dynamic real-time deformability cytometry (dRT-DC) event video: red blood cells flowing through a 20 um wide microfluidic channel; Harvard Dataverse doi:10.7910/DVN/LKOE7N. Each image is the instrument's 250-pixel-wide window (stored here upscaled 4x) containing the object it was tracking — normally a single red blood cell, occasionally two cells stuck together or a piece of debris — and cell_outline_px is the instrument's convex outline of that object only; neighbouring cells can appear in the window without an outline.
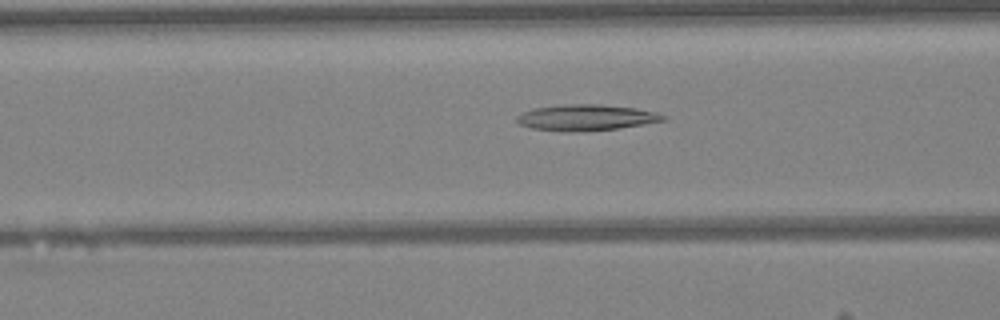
{"species": "Egyptian fruit bat (a non-hibernating species)", "species_latin": "Rousettus aegyptiacus", "temperature_condition": "warm", "stored_images_in_passage": 28, "camera_frame_rate_fps": 3000, "um_per_image_px": 0.085, "animal": {"sex": "female"}, "frame": {"image": 1, "passage_image": 8, "time_ms": 2.333, "image_size_px": [1000, 320], "cell_outline_px": [[668, 120], [620, 128], [576, 132], [568, 132], [532, 128], [520, 124], [516, 120], [516, 116], [524, 112], [536, 108], [568, 104], [600, 104], [636, 108], [656, 112], [668, 116]], "centroid_in_image_um": [49.89, 9.99], "position_along_channel_um": 116.7, "area_um2": 22.2}}
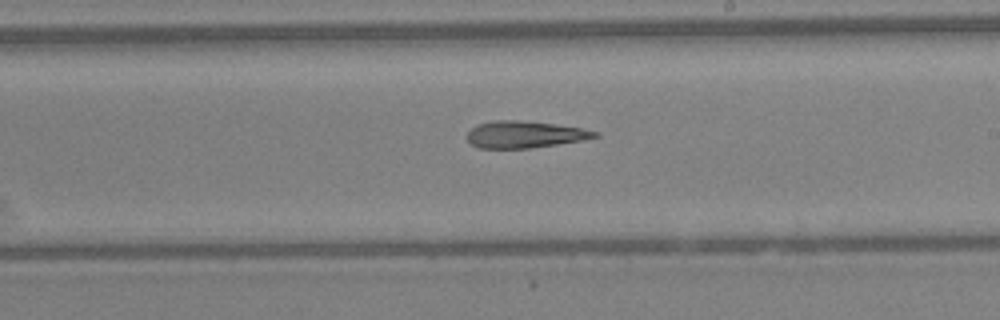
{"frame": {"image": 2, "passage_image": 17, "time_ms": 5.333, "image_size_px": [1000, 320], "cell_outline_px": [[600, 136], [580, 140], [556, 144], [528, 148], [476, 148], [468, 140], [468, 132], [476, 124], [496, 120], [516, 120], [552, 124], [580, 128], [600, 132]], "centroid_in_image_um": [44.56, 11.43], "position_along_channel_um": 244.4, "area_um2": 19.65}}
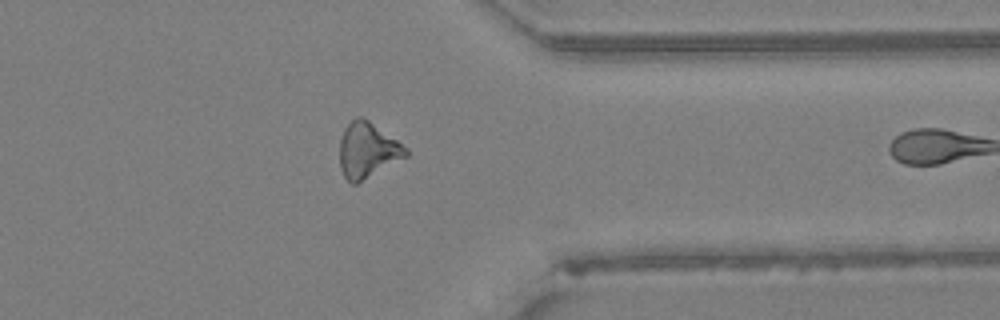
{"frame": {"image": 3, "passage_image": 27, "time_ms": 8.667, "image_size_px": [1000, 320], "cell_outline_px": [[408, 156], [356, 184], [352, 184], [344, 176], [340, 168], [340, 140], [344, 128], [356, 116], [364, 116], [408, 148]], "centroid_in_image_um": [31.24, 12.75], "position_along_channel_um": 380.2, "area_um2": 21.44}}